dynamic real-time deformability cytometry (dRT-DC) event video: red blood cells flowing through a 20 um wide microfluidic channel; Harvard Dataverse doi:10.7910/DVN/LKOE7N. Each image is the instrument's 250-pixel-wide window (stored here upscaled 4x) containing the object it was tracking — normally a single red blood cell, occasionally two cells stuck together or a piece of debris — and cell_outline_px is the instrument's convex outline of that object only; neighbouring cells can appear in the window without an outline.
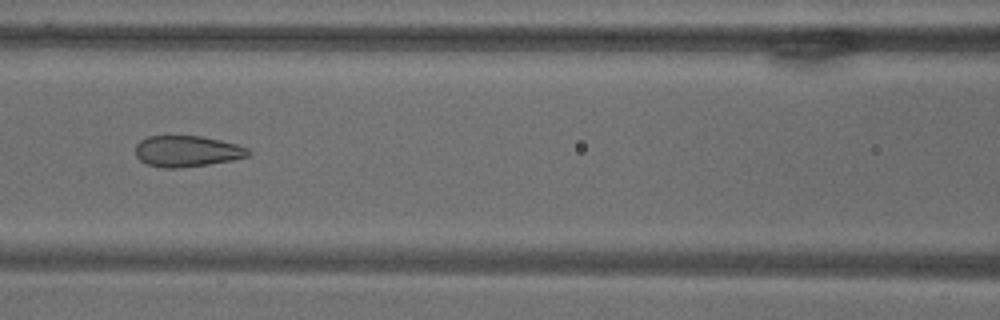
{"species": "common noctule bat (a hibernating species)", "species_latin": "Nyctalus noctula", "temperature_condition": "warm", "stored_images_in_passage": 9, "camera_frame_rate_fps": 3000, "um_per_image_px": 0.085, "animal": {"sex": "male", "body_mass_g": 18.8}, "frame": {"image": 1, "passage_image": 8, "time_ms": 9.667, "image_size_px": [1000, 320], "cell_outline_px": [[252, 152], [248, 156], [232, 160], [208, 164], [180, 168], [164, 168], [148, 164], [140, 160], [136, 156], [136, 144], [140, 140], [148, 136], [200, 136], [220, 140], [236, 144], [248, 148]], "centroid_in_image_um": [15.9, 12.85], "position_along_channel_um": 150.7, "area_um2": 20.4}}